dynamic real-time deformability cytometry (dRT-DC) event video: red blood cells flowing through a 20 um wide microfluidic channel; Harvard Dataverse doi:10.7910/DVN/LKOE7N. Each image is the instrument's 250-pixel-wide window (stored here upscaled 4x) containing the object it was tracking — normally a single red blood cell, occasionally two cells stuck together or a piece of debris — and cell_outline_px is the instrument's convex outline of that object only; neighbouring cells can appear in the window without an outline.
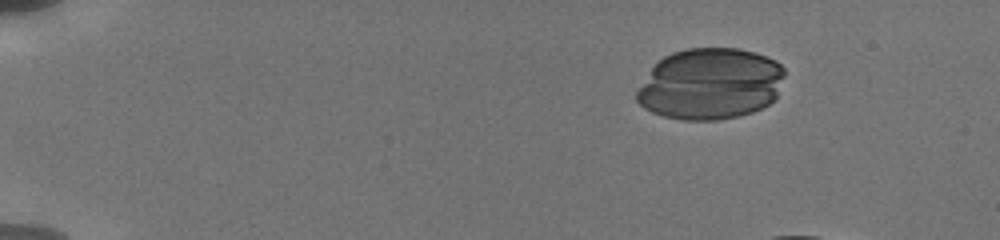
{"species": "human", "species_latin": "Homo sapiens", "temperature_condition": "cold", "stored_images_in_passage": 15, "camera_frame_rate_fps": 3000, "um_per_image_px": 0.085, "donor": {"sex": "male"}, "frame": {"image": 1, "passage_image": 1, "time_ms": 0.0, "image_size_px": [1000, 240], "cell_outline_px": [[784, 76], [776, 96], [768, 104], [752, 112], [736, 116], [716, 120], [680, 120], [664, 116], [652, 112], [644, 108], [636, 100], [636, 92], [652, 68], [664, 56], [672, 52], [688, 48], [736, 48], [752, 52], [776, 60], [784, 68]], "centroid_in_image_um": [60.36, 7.13], "position_along_channel_um": 24.6, "area_um2": 61.21}}